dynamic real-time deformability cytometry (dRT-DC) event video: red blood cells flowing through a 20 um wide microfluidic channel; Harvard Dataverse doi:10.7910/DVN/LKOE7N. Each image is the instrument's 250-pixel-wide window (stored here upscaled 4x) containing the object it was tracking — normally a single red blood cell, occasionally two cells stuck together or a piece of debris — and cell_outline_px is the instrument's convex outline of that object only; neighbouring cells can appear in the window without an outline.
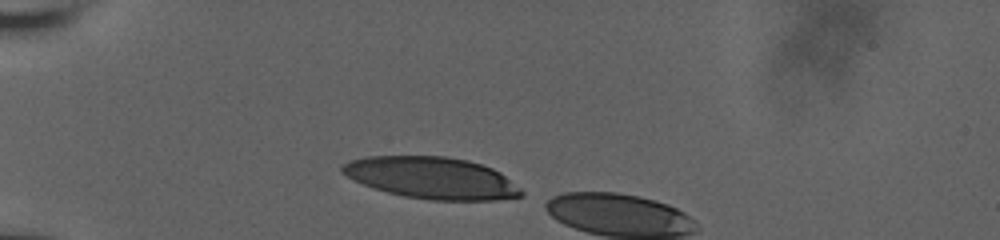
{"species": "human", "species_latin": "Homo sapiens", "temperature_condition": "room temperature", "stored_images_in_passage": 4, "camera_frame_rate_fps": 3000, "um_per_image_px": 0.085, "donor": {"sex": "male"}, "frame": {"image": 1, "passage_image": 1, "time_ms": 0.0, "image_size_px": [1000, 240], "cell_outline_px": [[524, 196], [496, 200], [428, 200], [404, 196], [388, 192], [352, 180], [340, 172], [340, 168], [344, 164], [352, 160], [368, 156], [444, 156], [468, 160], [492, 168], [500, 172], [520, 188], [524, 192]], "centroid_in_image_um": [36.71, 15.12], "position_along_channel_um": 48.3, "area_um2": 43.47}}